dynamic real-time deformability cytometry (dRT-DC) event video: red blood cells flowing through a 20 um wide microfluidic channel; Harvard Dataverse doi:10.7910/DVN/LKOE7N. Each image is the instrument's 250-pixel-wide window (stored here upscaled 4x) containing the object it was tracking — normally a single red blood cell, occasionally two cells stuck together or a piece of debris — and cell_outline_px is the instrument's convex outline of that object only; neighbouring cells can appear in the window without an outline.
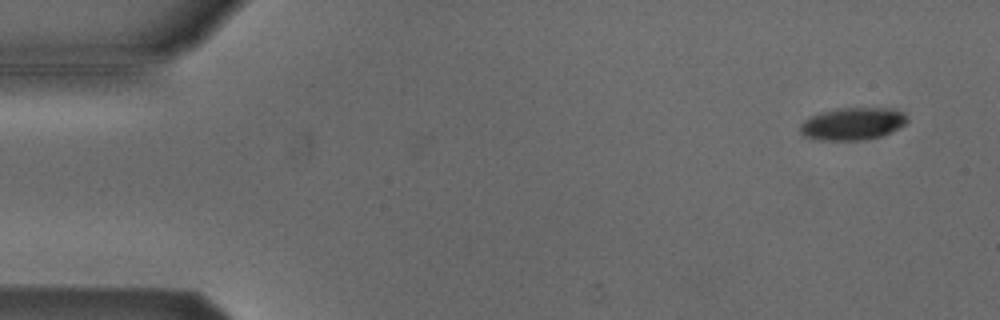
{"species": "Egyptian fruit bat (a non-hibernating species)", "species_latin": "Rousettus aegyptiacus", "temperature_condition": "cold", "stored_images_in_passage": 53, "camera_frame_rate_fps": 3000, "um_per_image_px": 0.085, "animal": {"sex": "male"}, "frame": {"image": 1, "passage_image": 4, "time_ms": 1.0, "image_size_px": [1000, 320], "cell_outline_px": [[908, 120], [904, 124], [880, 136], [860, 140], [820, 140], [804, 136], [800, 132], [800, 124], [804, 120], [820, 112], [836, 108], [892, 108], [904, 112]], "centroid_in_image_um": [72.44, 10.5], "position_along_channel_um": 12.6, "area_um2": 20.06}}
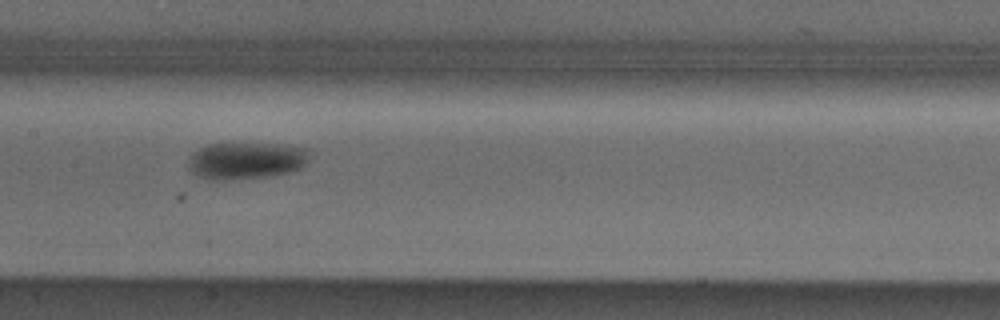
{"frame": {"image": 2, "passage_image": 27, "time_ms": 8.667, "image_size_px": [1000, 320], "cell_outline_px": [[308, 160], [300, 168], [288, 172], [272, 176], [228, 180], [208, 180], [192, 172], [188, 168], [188, 160], [200, 148], [208, 144], [276, 144], [308, 148]], "centroid_in_image_um": [20.91, 13.67], "position_along_channel_um": 186.5, "area_um2": 25.89}}
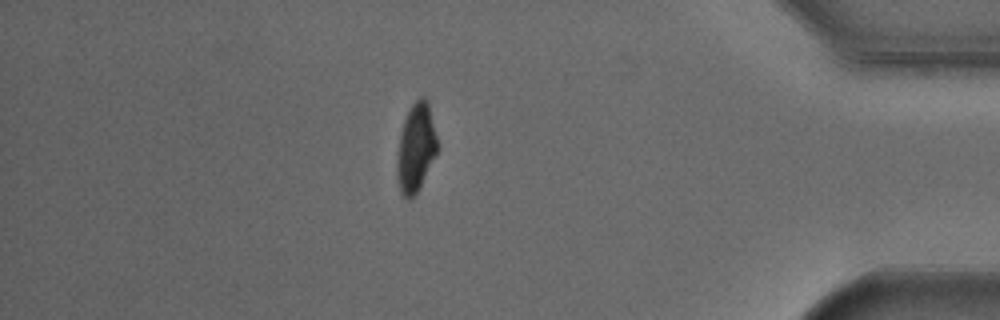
{"frame": {"image": 3, "passage_image": 47, "time_ms": 15.333, "image_size_px": [1000, 320], "cell_outline_px": [[440, 148], [420, 188], [408, 200], [400, 192], [396, 176], [396, 156], [400, 132], [404, 120], [412, 104], [420, 96], [424, 96], [428, 100], [440, 144]], "centroid_in_image_um": [35.38, 12.55], "position_along_channel_um": 399.8, "area_um2": 21.5}}